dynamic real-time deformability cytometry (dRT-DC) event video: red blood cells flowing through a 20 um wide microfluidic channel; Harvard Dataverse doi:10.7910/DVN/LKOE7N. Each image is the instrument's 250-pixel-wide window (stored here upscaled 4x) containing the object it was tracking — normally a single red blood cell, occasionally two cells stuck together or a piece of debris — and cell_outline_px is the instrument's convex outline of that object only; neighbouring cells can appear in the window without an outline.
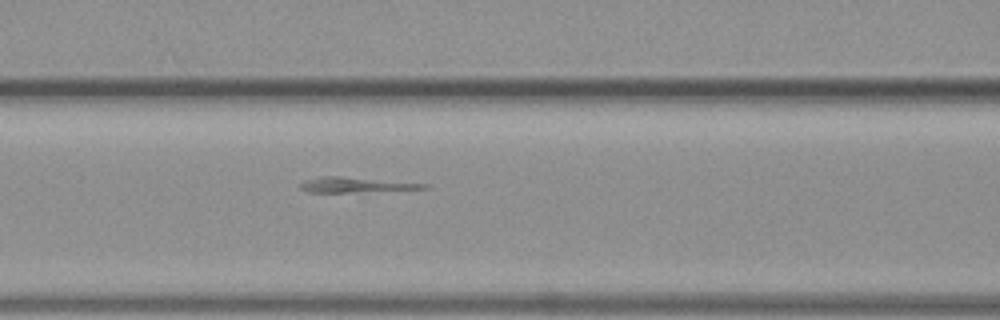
{"species": "common noctule bat (a hibernating species)", "species_latin": "Nyctalus noctula", "temperature_condition": "warm", "stored_images_in_passage": 53, "segment_of_instrument_passage": [2, 2], "camera_frame_rate_fps": 3000, "um_per_image_px": 0.085, "animal": {"sex": "female", "body_mass_g": 19.3, "forearm_length_mm": 54.1}, "frame": {"image": 1, "passage_image": 23, "time_ms": 7.333, "image_size_px": [1000, 320], "cell_outline_px": [[428, 188], [348, 192], [308, 192], [300, 188], [300, 184], [304, 180], [324, 176], [340, 176], [428, 184]], "centroid_in_image_um": [30.15, 15.7], "position_along_channel_um": 136.5, "area_um2": 10.52}}
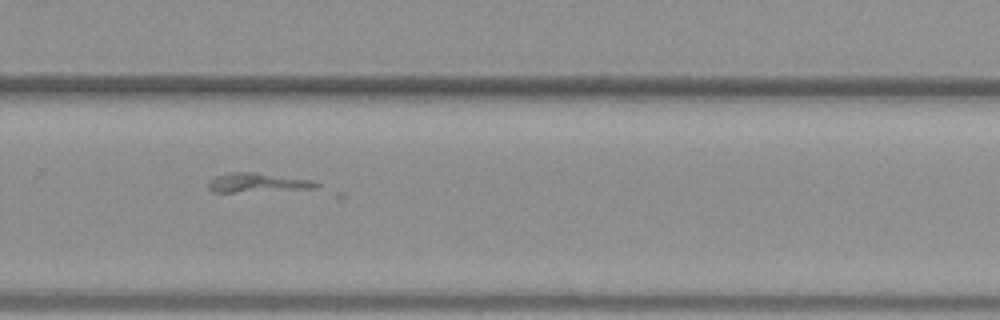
{"frame": {"image": 2, "passage_image": 36, "time_ms": 11.667, "image_size_px": [1000, 320], "cell_outline_px": [[320, 184], [316, 188], [232, 192], [212, 192], [208, 188], [208, 184], [216, 176], [228, 172], [256, 172], [308, 180]], "centroid_in_image_um": [21.81, 15.52], "position_along_channel_um": 308.0, "area_um2": 11.73}}
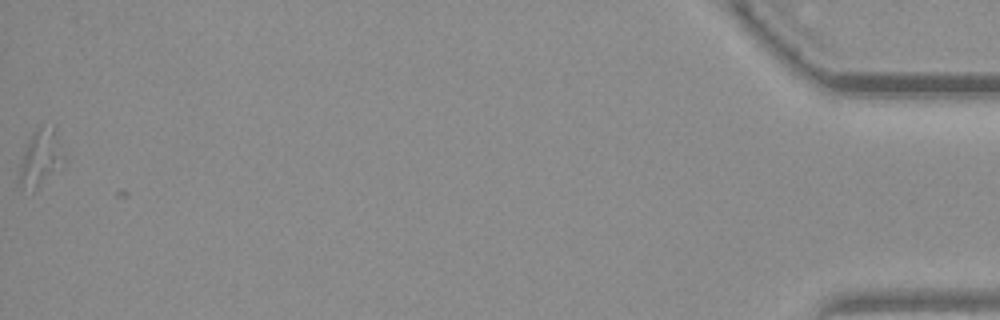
{"frame": {"image": 3, "passage_image": 53, "time_ms": 17.333, "image_size_px": [1000, 320], "cell_outline_px": [[64, 160], [32, 192], [20, 184], [20, 164], [24, 152], [32, 132], [56, 124], [64, 156]], "centroid_in_image_um": [3.47, 13.35], "position_along_channel_um": 431.7, "area_um2": 13.93}}